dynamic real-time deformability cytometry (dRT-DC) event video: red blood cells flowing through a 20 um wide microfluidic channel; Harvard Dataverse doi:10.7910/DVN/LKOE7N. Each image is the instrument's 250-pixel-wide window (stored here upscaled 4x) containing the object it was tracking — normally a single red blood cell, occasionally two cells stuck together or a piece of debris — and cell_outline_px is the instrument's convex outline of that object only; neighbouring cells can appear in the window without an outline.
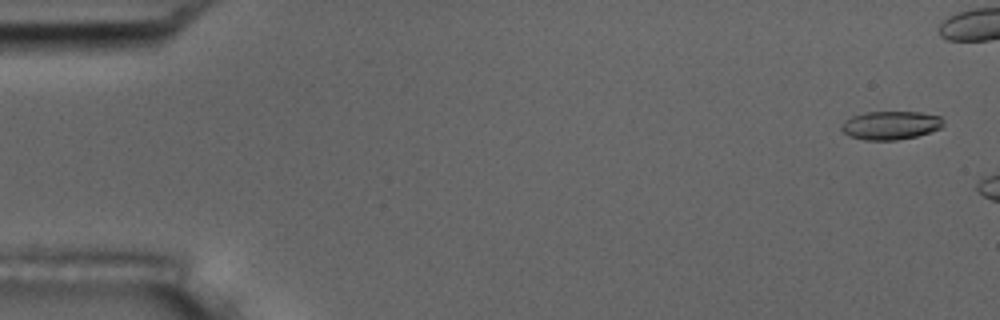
{"species": "common noctule bat (a hibernating species)", "species_latin": "Nyctalus noctula", "temperature_condition": "room temperature", "stored_images_in_passage": 3, "camera_frame_rate_fps": 3000, "um_per_image_px": 0.085, "animal": {"sex": "male", "body_mass_g": 17.5, "forearm_length_mm": 52.3}, "frame": {"image": 1, "passage_image": 1, "time_ms": 0.0, "image_size_px": [1000, 320], "cell_outline_px": [[944, 124], [940, 128], [916, 136], [896, 140], [864, 140], [848, 136], [840, 128], [840, 124], [844, 120], [852, 116], [868, 112], [920, 112], [940, 116], [944, 120]], "centroid_in_image_um": [75.67, 10.65], "position_along_channel_um": 9.3, "area_um2": 16.94}}